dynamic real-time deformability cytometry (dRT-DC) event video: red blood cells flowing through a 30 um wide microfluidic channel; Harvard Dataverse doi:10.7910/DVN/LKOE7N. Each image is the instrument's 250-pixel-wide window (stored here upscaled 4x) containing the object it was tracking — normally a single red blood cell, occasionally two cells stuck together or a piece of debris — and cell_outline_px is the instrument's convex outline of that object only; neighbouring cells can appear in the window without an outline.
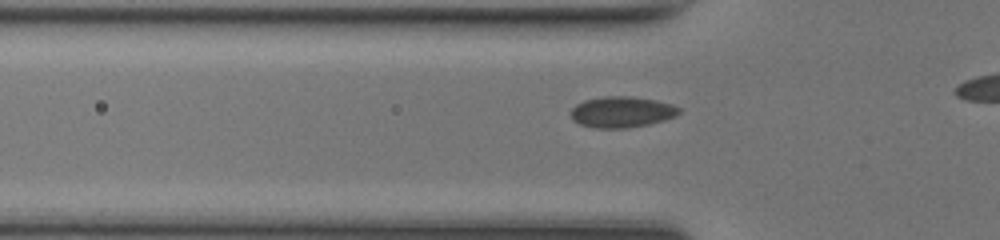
{"species": "common noctule bat (a hibernating species)", "species_latin": "Nyctalus noctula", "temperature_condition": "room temperature", "stored_images_in_passage": 14, "camera_frame_rate_fps": 3000, "um_per_image_px": 0.085, "animal": {"sex": "female", "body_mass_g": 17.0, "forearm_length_mm": 48.0}, "frame": {"image": 1, "passage_image": 3, "time_ms": 0.667, "image_size_px": [1000, 240], "cell_outline_px": [[680, 112], [676, 116], [664, 120], [648, 124], [624, 128], [596, 128], [580, 124], [572, 120], [572, 108], [576, 104], [584, 100], [604, 96], [632, 96], [656, 100], [672, 104], [680, 108]], "centroid_in_image_um": [52.86, 9.51], "position_along_channel_um": 72.9, "area_um2": 19.54}}
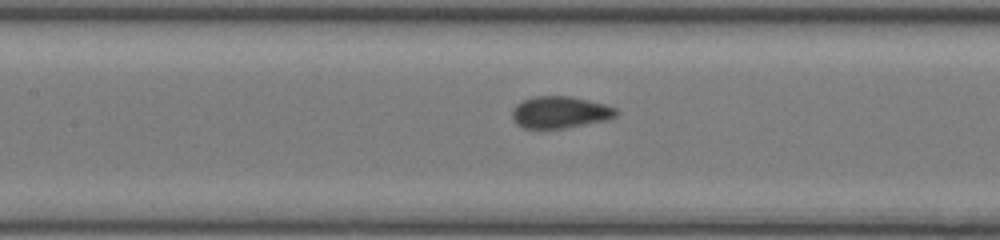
{"frame": {"image": 2, "passage_image": 9, "time_ms": 2.667, "image_size_px": [1000, 240], "cell_outline_px": [[620, 112], [616, 116], [608, 120], [564, 128], [524, 128], [516, 124], [512, 120], [512, 112], [516, 104], [524, 100], [536, 96], [568, 96], [604, 104], [616, 108]], "centroid_in_image_um": [47.61, 9.55], "position_along_channel_um": 159.8, "area_um2": 19.25}}
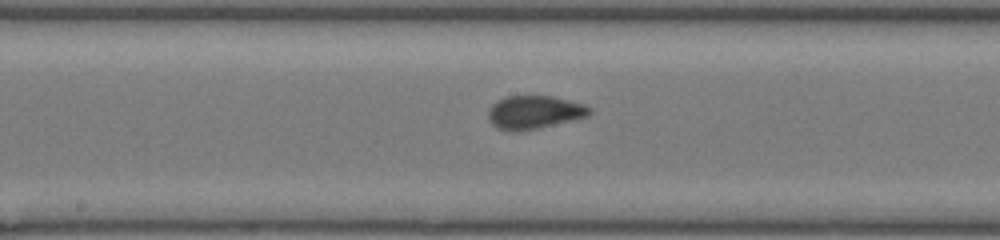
{"frame": {"image": 3, "passage_image": 12, "time_ms": 3.667, "image_size_px": [1000, 240], "cell_outline_px": [[592, 112], [588, 116], [536, 128], [516, 132], [512, 132], [496, 128], [488, 120], [488, 112], [492, 104], [496, 100], [508, 96], [552, 96], [584, 104], [592, 108]], "centroid_in_image_um": [45.38, 9.54], "position_along_channel_um": 202.8, "area_um2": 19.59}}